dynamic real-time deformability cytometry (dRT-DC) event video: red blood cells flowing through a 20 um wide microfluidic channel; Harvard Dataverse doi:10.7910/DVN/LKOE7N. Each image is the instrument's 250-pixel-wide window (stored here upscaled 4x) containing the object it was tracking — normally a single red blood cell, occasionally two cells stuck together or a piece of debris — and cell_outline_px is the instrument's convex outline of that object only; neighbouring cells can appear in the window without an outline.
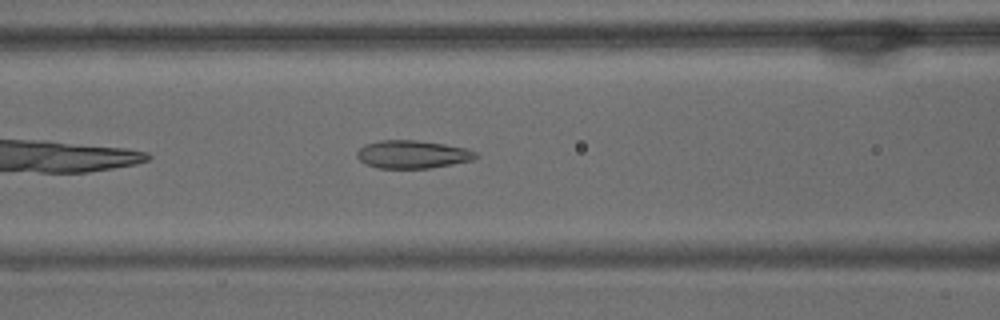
{"species": "common noctule bat (a hibernating species)", "species_latin": "Nyctalus noctula", "temperature_condition": "warm", "stored_images_in_passage": 42, "camera_frame_rate_fps": 3000, "um_per_image_px": 0.085, "animal": {"sex": "male", "body_mass_g": 15.6}, "frame": {"image": 1, "passage_image": 9, "time_ms": 2.667, "image_size_px": [1000, 320], "cell_outline_px": [[480, 156], [472, 160], [452, 164], [428, 168], [376, 168], [360, 160], [356, 156], [356, 152], [364, 144], [380, 140], [416, 140], [444, 144], [468, 148], [476, 152]], "centroid_in_image_um": [35.07, 13.11], "position_along_channel_um": 131.5, "area_um2": 19.42}}
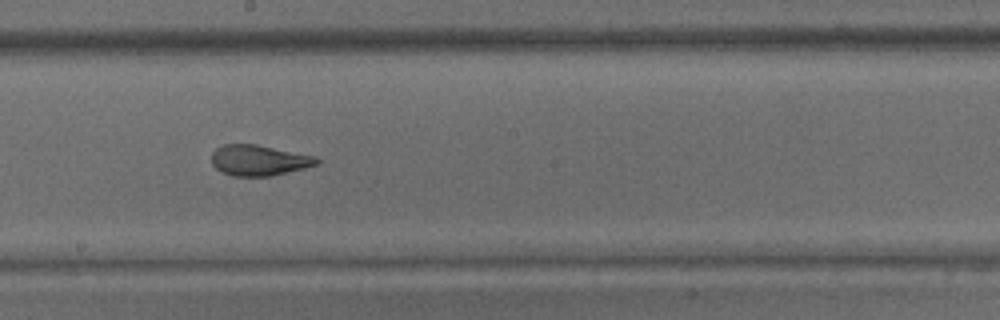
{"frame": {"image": 2, "passage_image": 17, "time_ms": 5.333, "image_size_px": [1000, 320], "cell_outline_px": [[320, 164], [272, 176], [232, 176], [216, 168], [212, 164], [212, 152], [216, 148], [224, 144], [256, 144], [316, 156], [320, 160]], "centroid_in_image_um": [22.03, 13.62], "position_along_channel_um": 226.2, "area_um2": 18.84}}
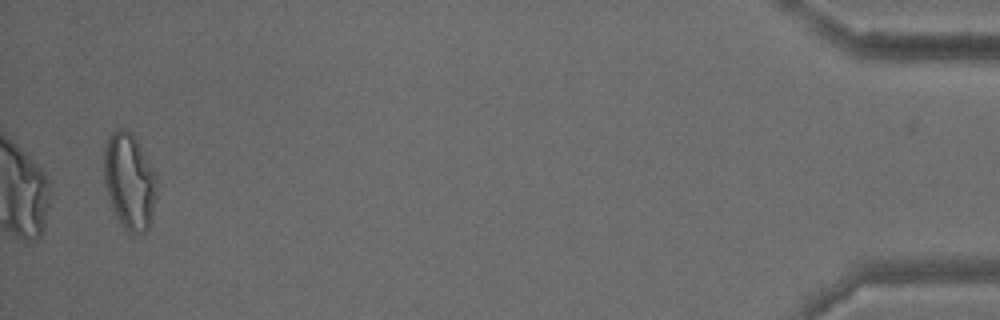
{"frame": {"image": 3, "passage_image": 41, "time_ms": 13.333, "image_size_px": [1000, 320], "cell_outline_px": [[156, 188], [152, 212], [148, 228], [144, 232], [132, 232], [124, 228], [120, 224], [112, 208], [104, 180], [104, 140], [116, 128], [124, 128], [132, 132], [136, 136], [156, 176]], "centroid_in_image_um": [10.97, 15.32], "position_along_channel_um": 424.2, "area_um2": 29.48}, "authors_computed_cell_mechanics": {"area_um2": 20.2878, "velocity_mm_per_s": 3.5586, "shape_relaxation_time_tau1_ms": null, "shape_relaxation_time_tau2_ms": 1.3154, "deformation_change_tau1": null, "deformation_change_tau2": 0.0829}}